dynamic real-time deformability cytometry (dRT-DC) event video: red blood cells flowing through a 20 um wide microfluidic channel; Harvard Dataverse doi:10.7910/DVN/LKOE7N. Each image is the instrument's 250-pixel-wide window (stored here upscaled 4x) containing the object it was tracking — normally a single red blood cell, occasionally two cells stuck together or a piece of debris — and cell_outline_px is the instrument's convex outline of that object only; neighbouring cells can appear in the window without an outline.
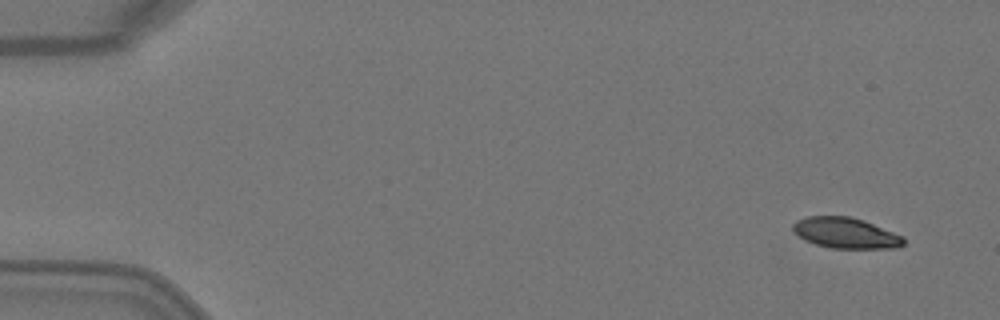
{"species": "Egyptian fruit bat (a non-hibernating species)", "species_latin": "Rousettus aegyptiacus", "temperature_condition": "warm", "stored_images_in_passage": 4, "segment_of_instrument_passage": [2, 2], "camera_frame_rate_fps": 3000, "um_per_image_px": 0.085, "animal": {"sex": "female"}, "frame": {"image": 1, "passage_image": 4, "time_ms": 1.0, "image_size_px": [1000, 320], "cell_outline_px": [[904, 244], [896, 248], [832, 248], [816, 244], [804, 240], [792, 228], [792, 224], [796, 220], [808, 216], [848, 216], [864, 220], [904, 236]], "centroid_in_image_um": [71.89, 19.8], "position_along_channel_um": 13.1, "area_um2": 19.77}}